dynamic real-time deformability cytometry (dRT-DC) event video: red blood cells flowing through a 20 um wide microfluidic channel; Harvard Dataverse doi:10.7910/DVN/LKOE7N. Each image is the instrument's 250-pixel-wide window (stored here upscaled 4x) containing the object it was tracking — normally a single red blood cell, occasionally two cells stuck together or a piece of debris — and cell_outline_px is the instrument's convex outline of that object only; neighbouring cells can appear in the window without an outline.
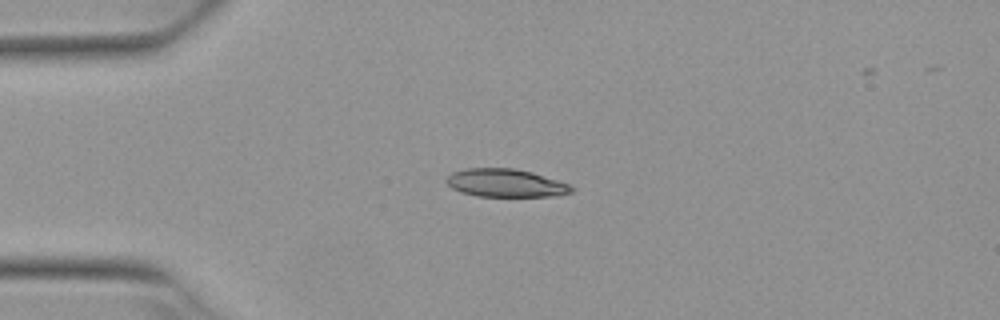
{"species": "Egyptian fruit bat (a non-hibernating species)", "species_latin": "Rousettus aegyptiacus", "temperature_condition": "warm", "stored_images_in_passage": 1, "camera_frame_rate_fps": 3000, "um_per_image_px": 0.085, "animal": {"sex": "female"}, "frame": {"image": 1, "passage_image": 1, "time_ms": 0.0, "image_size_px": [1000, 320], "cell_outline_px": [[576, 188], [572, 192], [556, 196], [476, 196], [460, 192], [452, 188], [444, 180], [452, 172], [468, 168], [516, 168], [532, 172], [572, 184]], "centroid_in_image_um": [43.02, 15.55], "position_along_channel_um": 42.0, "area_um2": 20.69}}